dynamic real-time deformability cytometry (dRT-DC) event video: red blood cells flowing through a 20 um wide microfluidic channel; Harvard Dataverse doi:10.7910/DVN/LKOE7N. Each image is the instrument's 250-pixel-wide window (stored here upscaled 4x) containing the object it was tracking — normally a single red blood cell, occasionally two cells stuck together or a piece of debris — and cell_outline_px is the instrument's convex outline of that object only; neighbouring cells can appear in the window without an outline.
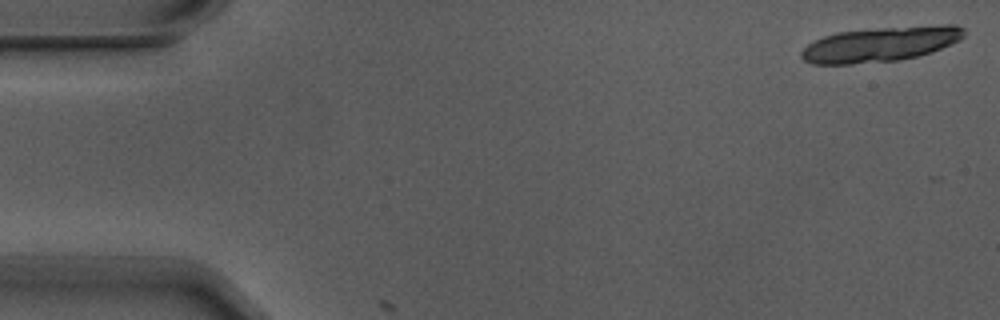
{"species": "Egyptian fruit bat (a non-hibernating species)", "species_latin": "Rousettus aegyptiacus", "temperature_condition": "warm", "stored_images_in_passage": 5, "camera_frame_rate_fps": 3000, "um_per_image_px": 0.085, "animal": {"sex": "male"}, "frame": {"image": 1, "passage_image": 1, "time_ms": 0.0, "image_size_px": [1000, 320], "cell_outline_px": [[964, 36], [960, 40], [952, 44], [932, 52], [900, 60], [848, 64], [812, 64], [804, 60], [800, 56], [800, 52], [808, 44], [824, 36], [836, 32], [876, 28], [940, 24], [956, 24], [964, 28]], "centroid_in_image_um": [74.87, 3.75], "position_along_channel_um": 10.1, "area_um2": 33.29}}